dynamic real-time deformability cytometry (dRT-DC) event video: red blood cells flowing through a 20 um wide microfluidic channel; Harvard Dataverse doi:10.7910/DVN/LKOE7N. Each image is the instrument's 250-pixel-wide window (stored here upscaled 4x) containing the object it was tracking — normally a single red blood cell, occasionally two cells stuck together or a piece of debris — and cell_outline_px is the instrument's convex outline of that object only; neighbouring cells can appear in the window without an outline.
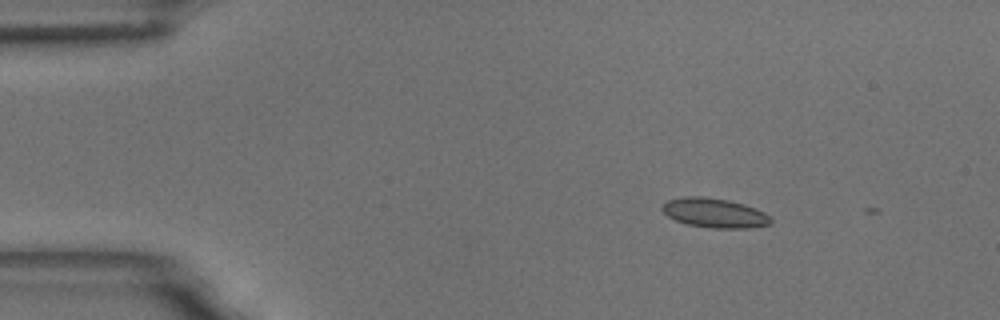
{"species": "common noctule bat (a hibernating species)", "species_latin": "Nyctalus noctula", "temperature_condition": "room temperature", "stored_images_in_passage": 2, "camera_frame_rate_fps": 3000, "um_per_image_px": 0.085, "animal": {"sex": "male", "body_mass_g": 18.8}, "frame": {"image": 1, "passage_image": 1, "time_ms": 0.0, "image_size_px": [1000, 320], "cell_outline_px": [[772, 220], [768, 224], [748, 228], [712, 228], [688, 224], [676, 220], [668, 216], [660, 208], [668, 200], [684, 196], [704, 196], [728, 200], [744, 204], [764, 212], [772, 216]], "centroid_in_image_um": [60.74, 18.09], "position_along_channel_um": 24.3, "area_um2": 18.55}}